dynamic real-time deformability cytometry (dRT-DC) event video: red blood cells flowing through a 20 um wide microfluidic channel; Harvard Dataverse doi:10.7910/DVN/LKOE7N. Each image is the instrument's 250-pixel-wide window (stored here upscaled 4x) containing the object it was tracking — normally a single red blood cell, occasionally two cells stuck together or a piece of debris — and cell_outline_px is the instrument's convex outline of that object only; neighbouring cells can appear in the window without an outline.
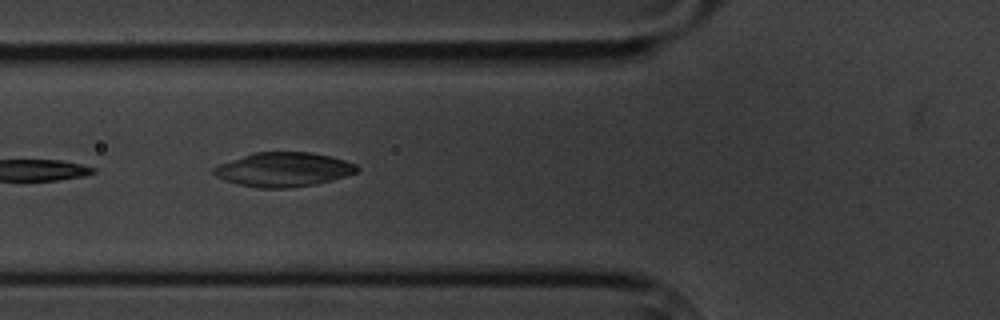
{"species": "common noctule bat (a hibernating species)", "species_latin": "Nyctalus noctula", "temperature_condition": "cold", "stored_images_in_passage": 4, "camera_frame_rate_fps": 3000, "um_per_image_px": 0.085, "animal": {"sex": "male", "body_mass_g": 20.1, "forearm_length_mm": 53.5}, "frame": {"image": 1, "passage_image": 4, "time_ms": 3.667, "image_size_px": [1000, 320], "cell_outline_px": [[360, 168], [356, 172], [332, 180], [316, 184], [288, 188], [260, 188], [236, 184], [224, 180], [216, 176], [212, 172], [212, 168], [220, 164], [252, 152], [308, 152], [328, 156], [344, 160], [356, 164]], "centroid_in_image_um": [24.07, 14.41], "position_along_channel_um": 101.7, "area_um2": 28.5}}